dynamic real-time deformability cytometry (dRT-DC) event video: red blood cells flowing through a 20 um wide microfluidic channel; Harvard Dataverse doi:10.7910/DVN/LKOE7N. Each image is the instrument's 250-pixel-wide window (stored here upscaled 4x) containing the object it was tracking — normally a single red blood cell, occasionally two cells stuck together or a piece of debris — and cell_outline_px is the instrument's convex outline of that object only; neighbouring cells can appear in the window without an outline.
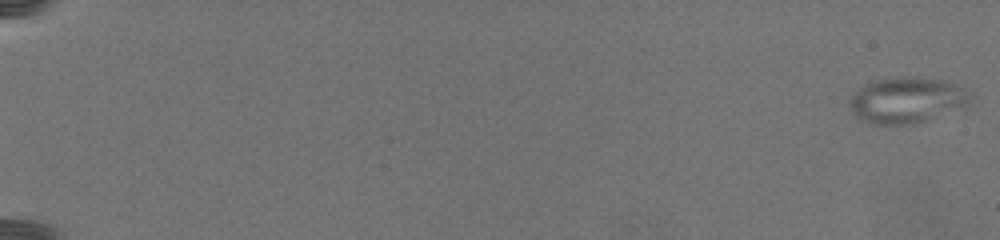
{"species": "common noctule bat (a hibernating species)", "species_latin": "Nyctalus noctula", "temperature_condition": "warm", "stored_images_in_passage": 16, "camera_frame_rate_fps": 3000, "um_per_image_px": 0.085, "animal": {"sex": "female", "body_mass_g": 19.5, "forearm_length_mm": 54.1}, "frame": {"image": 1, "passage_image": 1, "time_ms": 0.0, "image_size_px": [1000, 240], "cell_outline_px": [[972, 96], [964, 108], [916, 124], [868, 124], [860, 120], [852, 112], [848, 104], [848, 100], [860, 88], [868, 84], [880, 80], [896, 76], [912, 76], [948, 80], [964, 88]], "centroid_in_image_um": [77.11, 8.52], "position_along_channel_um": 7.9, "area_um2": 32.66}}
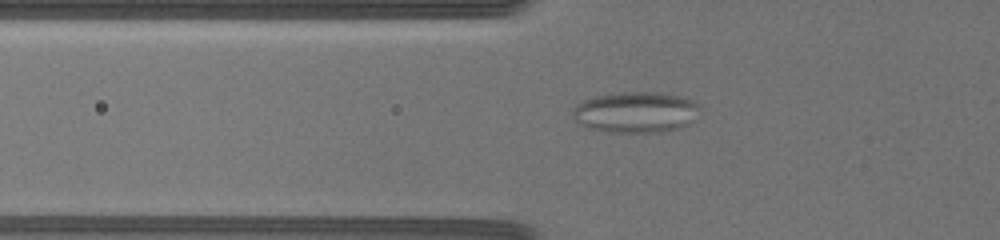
{"frame": {"image": 2, "passage_image": 12, "time_ms": 9.667, "image_size_px": [1000, 240], "cell_outline_px": [[700, 108], [692, 120], [688, 124], [680, 128], [660, 132], [608, 132], [588, 128], [580, 124], [572, 116], [572, 108], [576, 104], [584, 100], [596, 96], [632, 92], [660, 92], [684, 96], [700, 104]], "centroid_in_image_um": [54.05, 9.54], "position_along_channel_um": 71.8, "area_um2": 30.4}}
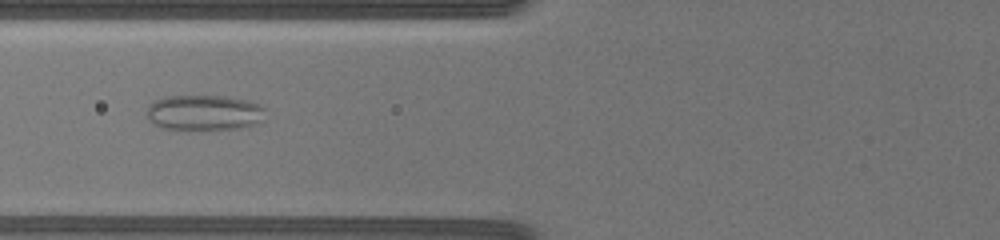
{"frame": {"image": 3, "passage_image": 14, "time_ms": 11.0, "image_size_px": [1000, 240], "cell_outline_px": [[264, 120], [248, 128], [160, 128], [152, 124], [148, 120], [144, 112], [148, 104], [156, 100], [168, 96], [224, 96], [248, 100], [260, 104], [264, 108]], "centroid_in_image_um": [17.34, 9.56], "position_along_channel_um": 108.5, "area_um2": 24.62}}